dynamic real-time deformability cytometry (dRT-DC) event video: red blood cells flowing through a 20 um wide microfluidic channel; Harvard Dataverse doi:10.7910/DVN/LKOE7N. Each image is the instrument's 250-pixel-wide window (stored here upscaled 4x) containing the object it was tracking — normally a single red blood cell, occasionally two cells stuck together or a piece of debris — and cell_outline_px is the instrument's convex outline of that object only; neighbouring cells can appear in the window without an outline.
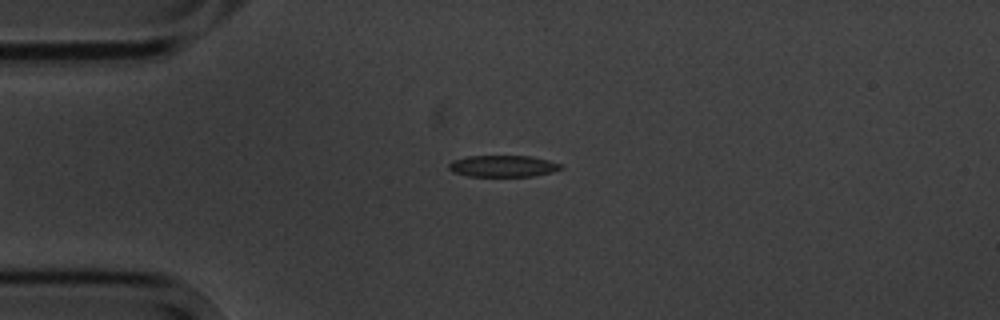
{"species": "common noctule bat (a hibernating species)", "species_latin": "Nyctalus noctula", "temperature_condition": "cold", "stored_images_in_passage": 14, "camera_frame_rate_fps": 3000, "um_per_image_px": 0.085, "animal": {"sex": "male", "body_mass_g": 20.1, "forearm_length_mm": 53.5}, "frame": {"image": 1, "passage_image": 3, "time_ms": 3.0, "image_size_px": [1000, 320], "cell_outline_px": [[564, 168], [552, 172], [532, 176], [468, 176], [452, 172], [448, 168], [448, 164], [452, 160], [468, 156], [532, 156], [548, 160], [560, 164]], "centroid_in_image_um": [42.73, 14.12], "position_along_channel_um": 42.3, "area_um2": 14.1}}
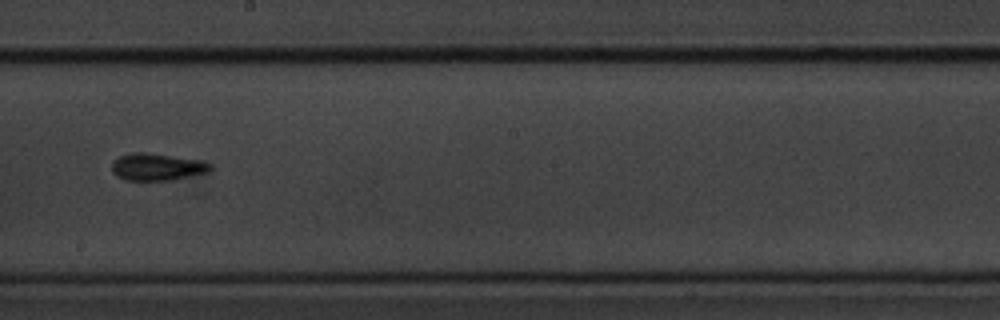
{"frame": {"image": 2, "passage_image": 8, "time_ms": 9.0, "image_size_px": [1000, 320], "cell_outline_px": [[212, 168], [208, 172], [172, 180], [124, 180], [116, 176], [112, 172], [112, 160], [120, 156], [132, 152], [144, 152], [200, 160], [212, 164]], "centroid_in_image_um": [13.32, 14.19], "position_along_channel_um": 234.9, "area_um2": 15.61}}
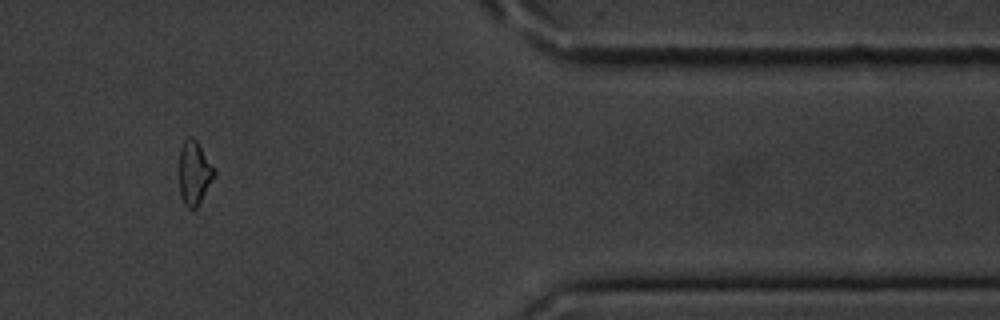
{"frame": {"image": 3, "passage_image": 12, "time_ms": 14.333, "image_size_px": [1000, 320], "cell_outline_px": [[216, 176], [196, 208], [188, 208], [184, 204], [180, 196], [180, 148], [184, 140], [188, 136], [192, 136], [196, 140], [216, 172]], "centroid_in_image_um": [16.51, 14.7], "position_along_channel_um": 394.9, "area_um2": 12.89}, "authors_computed_cell_mechanics": {"area_um2": 14.0743, "velocity_mm_per_s": 3.5453, "shape_relaxation_time_tau1_ms": 1.7483, "shape_relaxation_time_tau2_ms": 9.8545, "deformation_change_tau1": 0.0929, "deformation_change_tau2": 0.2}}